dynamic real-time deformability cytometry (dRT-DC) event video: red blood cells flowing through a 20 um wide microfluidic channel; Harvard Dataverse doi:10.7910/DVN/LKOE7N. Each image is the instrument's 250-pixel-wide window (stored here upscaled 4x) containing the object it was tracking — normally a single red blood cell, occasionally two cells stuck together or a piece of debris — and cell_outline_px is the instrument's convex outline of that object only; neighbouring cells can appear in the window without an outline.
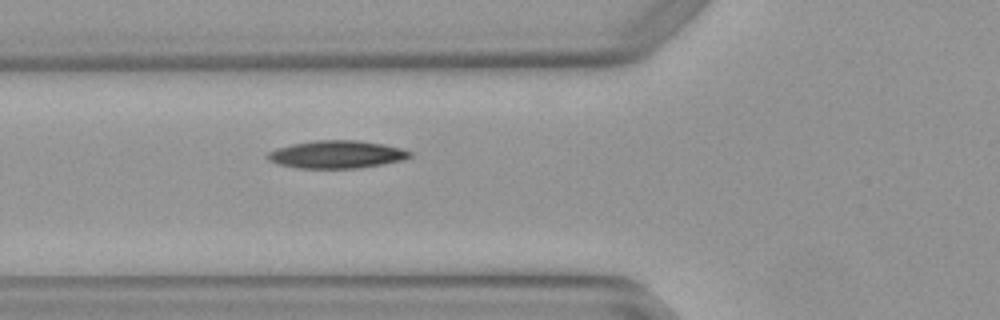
{"species": "Egyptian fruit bat (a non-hibernating species)", "species_latin": "Rousettus aegyptiacus", "temperature_condition": "warm", "stored_images_in_passage": 3, "camera_frame_rate_fps": 3000, "um_per_image_px": 0.085, "animal": {"sex": "female"}, "frame": {"image": 1, "passage_image": 3, "time_ms": 0.667, "image_size_px": [1000, 320], "cell_outline_px": [[412, 156], [404, 160], [384, 164], [360, 168], [296, 168], [280, 164], [268, 160], [264, 156], [268, 152], [276, 148], [292, 144], [316, 140], [356, 140], [384, 144], [400, 148], [412, 152]], "centroid_in_image_um": [28.62, 13.13], "position_along_channel_um": 97.2, "area_um2": 23.12}}